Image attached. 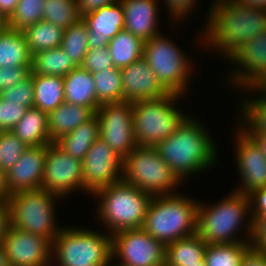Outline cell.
<instances>
[{
    "instance_id": "13",
    "label": "cell",
    "mask_w": 266,
    "mask_h": 266,
    "mask_svg": "<svg viewBox=\"0 0 266 266\" xmlns=\"http://www.w3.org/2000/svg\"><path fill=\"white\" fill-rule=\"evenodd\" d=\"M82 166V184L89 194L122 180L123 158L100 137L86 153Z\"/></svg>"
},
{
    "instance_id": "27",
    "label": "cell",
    "mask_w": 266,
    "mask_h": 266,
    "mask_svg": "<svg viewBox=\"0 0 266 266\" xmlns=\"http://www.w3.org/2000/svg\"><path fill=\"white\" fill-rule=\"evenodd\" d=\"M206 246L207 243L197 234L173 241L166 245L165 266L206 264Z\"/></svg>"
},
{
    "instance_id": "56",
    "label": "cell",
    "mask_w": 266,
    "mask_h": 266,
    "mask_svg": "<svg viewBox=\"0 0 266 266\" xmlns=\"http://www.w3.org/2000/svg\"><path fill=\"white\" fill-rule=\"evenodd\" d=\"M5 25V23L3 22V20L0 18V29Z\"/></svg>"
},
{
    "instance_id": "11",
    "label": "cell",
    "mask_w": 266,
    "mask_h": 266,
    "mask_svg": "<svg viewBox=\"0 0 266 266\" xmlns=\"http://www.w3.org/2000/svg\"><path fill=\"white\" fill-rule=\"evenodd\" d=\"M112 260L125 266H165L166 246L143 228L125 229L111 235ZM116 255V256H115Z\"/></svg>"
},
{
    "instance_id": "44",
    "label": "cell",
    "mask_w": 266,
    "mask_h": 266,
    "mask_svg": "<svg viewBox=\"0 0 266 266\" xmlns=\"http://www.w3.org/2000/svg\"><path fill=\"white\" fill-rule=\"evenodd\" d=\"M252 214L251 217H264L266 216V187L254 190L249 195Z\"/></svg>"
},
{
    "instance_id": "21",
    "label": "cell",
    "mask_w": 266,
    "mask_h": 266,
    "mask_svg": "<svg viewBox=\"0 0 266 266\" xmlns=\"http://www.w3.org/2000/svg\"><path fill=\"white\" fill-rule=\"evenodd\" d=\"M125 15L124 30L131 32L144 42L160 34L157 29L156 0H119Z\"/></svg>"
},
{
    "instance_id": "20",
    "label": "cell",
    "mask_w": 266,
    "mask_h": 266,
    "mask_svg": "<svg viewBox=\"0 0 266 266\" xmlns=\"http://www.w3.org/2000/svg\"><path fill=\"white\" fill-rule=\"evenodd\" d=\"M88 25V48L98 49L108 46L109 41L124 30L125 15L122 3L102 7L82 16Z\"/></svg>"
},
{
    "instance_id": "43",
    "label": "cell",
    "mask_w": 266,
    "mask_h": 266,
    "mask_svg": "<svg viewBox=\"0 0 266 266\" xmlns=\"http://www.w3.org/2000/svg\"><path fill=\"white\" fill-rule=\"evenodd\" d=\"M32 74V66L0 67V93L21 81L28 79Z\"/></svg>"
},
{
    "instance_id": "38",
    "label": "cell",
    "mask_w": 266,
    "mask_h": 266,
    "mask_svg": "<svg viewBox=\"0 0 266 266\" xmlns=\"http://www.w3.org/2000/svg\"><path fill=\"white\" fill-rule=\"evenodd\" d=\"M27 148L11 131H0V169L8 172Z\"/></svg>"
},
{
    "instance_id": "35",
    "label": "cell",
    "mask_w": 266,
    "mask_h": 266,
    "mask_svg": "<svg viewBox=\"0 0 266 266\" xmlns=\"http://www.w3.org/2000/svg\"><path fill=\"white\" fill-rule=\"evenodd\" d=\"M81 18L76 0H45L43 5L44 21L65 30Z\"/></svg>"
},
{
    "instance_id": "14",
    "label": "cell",
    "mask_w": 266,
    "mask_h": 266,
    "mask_svg": "<svg viewBox=\"0 0 266 266\" xmlns=\"http://www.w3.org/2000/svg\"><path fill=\"white\" fill-rule=\"evenodd\" d=\"M82 161L71 157L54 142L47 145L41 189L58 196L70 194L76 188H83Z\"/></svg>"
},
{
    "instance_id": "40",
    "label": "cell",
    "mask_w": 266,
    "mask_h": 266,
    "mask_svg": "<svg viewBox=\"0 0 266 266\" xmlns=\"http://www.w3.org/2000/svg\"><path fill=\"white\" fill-rule=\"evenodd\" d=\"M26 107L20 103L7 102L0 96V131H10L25 115Z\"/></svg>"
},
{
    "instance_id": "22",
    "label": "cell",
    "mask_w": 266,
    "mask_h": 266,
    "mask_svg": "<svg viewBox=\"0 0 266 266\" xmlns=\"http://www.w3.org/2000/svg\"><path fill=\"white\" fill-rule=\"evenodd\" d=\"M96 115V112L89 107L62 103L55 110L48 113L49 137L55 142L61 136L70 133L80 124H83Z\"/></svg>"
},
{
    "instance_id": "5",
    "label": "cell",
    "mask_w": 266,
    "mask_h": 266,
    "mask_svg": "<svg viewBox=\"0 0 266 266\" xmlns=\"http://www.w3.org/2000/svg\"><path fill=\"white\" fill-rule=\"evenodd\" d=\"M229 194L210 207L198 203L196 234L207 245L251 241L235 237L246 215L251 213L249 196L238 191Z\"/></svg>"
},
{
    "instance_id": "29",
    "label": "cell",
    "mask_w": 266,
    "mask_h": 266,
    "mask_svg": "<svg viewBox=\"0 0 266 266\" xmlns=\"http://www.w3.org/2000/svg\"><path fill=\"white\" fill-rule=\"evenodd\" d=\"M108 51L114 67L121 69L143 57L144 41L122 30L109 41Z\"/></svg>"
},
{
    "instance_id": "7",
    "label": "cell",
    "mask_w": 266,
    "mask_h": 266,
    "mask_svg": "<svg viewBox=\"0 0 266 266\" xmlns=\"http://www.w3.org/2000/svg\"><path fill=\"white\" fill-rule=\"evenodd\" d=\"M179 94L169 93L152 100L132 103L134 136L138 146L155 147L171 136L187 118L174 107Z\"/></svg>"
},
{
    "instance_id": "31",
    "label": "cell",
    "mask_w": 266,
    "mask_h": 266,
    "mask_svg": "<svg viewBox=\"0 0 266 266\" xmlns=\"http://www.w3.org/2000/svg\"><path fill=\"white\" fill-rule=\"evenodd\" d=\"M31 54L61 47L64 29L44 20L28 26L23 31Z\"/></svg>"
},
{
    "instance_id": "10",
    "label": "cell",
    "mask_w": 266,
    "mask_h": 266,
    "mask_svg": "<svg viewBox=\"0 0 266 266\" xmlns=\"http://www.w3.org/2000/svg\"><path fill=\"white\" fill-rule=\"evenodd\" d=\"M143 58L169 93L183 96L192 67L178 46L161 34L155 35L144 42Z\"/></svg>"
},
{
    "instance_id": "33",
    "label": "cell",
    "mask_w": 266,
    "mask_h": 266,
    "mask_svg": "<svg viewBox=\"0 0 266 266\" xmlns=\"http://www.w3.org/2000/svg\"><path fill=\"white\" fill-rule=\"evenodd\" d=\"M88 25L79 19L64 30L61 48L78 67H81L88 52Z\"/></svg>"
},
{
    "instance_id": "9",
    "label": "cell",
    "mask_w": 266,
    "mask_h": 266,
    "mask_svg": "<svg viewBox=\"0 0 266 266\" xmlns=\"http://www.w3.org/2000/svg\"><path fill=\"white\" fill-rule=\"evenodd\" d=\"M58 197L60 198L44 189L11 194L8 199L10 225L21 231L43 236L53 242L62 230V227L58 228L55 224L54 216V204Z\"/></svg>"
},
{
    "instance_id": "50",
    "label": "cell",
    "mask_w": 266,
    "mask_h": 266,
    "mask_svg": "<svg viewBox=\"0 0 266 266\" xmlns=\"http://www.w3.org/2000/svg\"><path fill=\"white\" fill-rule=\"evenodd\" d=\"M261 149L266 157V133L265 132H245Z\"/></svg>"
},
{
    "instance_id": "15",
    "label": "cell",
    "mask_w": 266,
    "mask_h": 266,
    "mask_svg": "<svg viewBox=\"0 0 266 266\" xmlns=\"http://www.w3.org/2000/svg\"><path fill=\"white\" fill-rule=\"evenodd\" d=\"M2 246L11 266H42L53 257L52 242L49 239L11 225Z\"/></svg>"
},
{
    "instance_id": "46",
    "label": "cell",
    "mask_w": 266,
    "mask_h": 266,
    "mask_svg": "<svg viewBox=\"0 0 266 266\" xmlns=\"http://www.w3.org/2000/svg\"><path fill=\"white\" fill-rule=\"evenodd\" d=\"M77 9L82 17L86 13L95 11L102 7H106L116 3L118 0H76Z\"/></svg>"
},
{
    "instance_id": "2",
    "label": "cell",
    "mask_w": 266,
    "mask_h": 266,
    "mask_svg": "<svg viewBox=\"0 0 266 266\" xmlns=\"http://www.w3.org/2000/svg\"><path fill=\"white\" fill-rule=\"evenodd\" d=\"M197 120L187 117L178 129L155 148L164 162L182 181L216 162L217 149L212 138Z\"/></svg>"
},
{
    "instance_id": "8",
    "label": "cell",
    "mask_w": 266,
    "mask_h": 266,
    "mask_svg": "<svg viewBox=\"0 0 266 266\" xmlns=\"http://www.w3.org/2000/svg\"><path fill=\"white\" fill-rule=\"evenodd\" d=\"M122 180L152 196L177 194L172 189L181 182L151 146H137L123 159Z\"/></svg>"
},
{
    "instance_id": "25",
    "label": "cell",
    "mask_w": 266,
    "mask_h": 266,
    "mask_svg": "<svg viewBox=\"0 0 266 266\" xmlns=\"http://www.w3.org/2000/svg\"><path fill=\"white\" fill-rule=\"evenodd\" d=\"M32 57L23 32L4 25L0 29V67L32 66Z\"/></svg>"
},
{
    "instance_id": "17",
    "label": "cell",
    "mask_w": 266,
    "mask_h": 266,
    "mask_svg": "<svg viewBox=\"0 0 266 266\" xmlns=\"http://www.w3.org/2000/svg\"><path fill=\"white\" fill-rule=\"evenodd\" d=\"M236 137V161L242 185L235 191L249 195L254 190L266 187V157L257 144L241 129Z\"/></svg>"
},
{
    "instance_id": "42",
    "label": "cell",
    "mask_w": 266,
    "mask_h": 266,
    "mask_svg": "<svg viewBox=\"0 0 266 266\" xmlns=\"http://www.w3.org/2000/svg\"><path fill=\"white\" fill-rule=\"evenodd\" d=\"M247 234L251 237V247L260 253L266 252V216L250 217Z\"/></svg>"
},
{
    "instance_id": "57",
    "label": "cell",
    "mask_w": 266,
    "mask_h": 266,
    "mask_svg": "<svg viewBox=\"0 0 266 266\" xmlns=\"http://www.w3.org/2000/svg\"><path fill=\"white\" fill-rule=\"evenodd\" d=\"M51 261L49 260L48 262H46L45 264H43L42 266H51Z\"/></svg>"
},
{
    "instance_id": "36",
    "label": "cell",
    "mask_w": 266,
    "mask_h": 266,
    "mask_svg": "<svg viewBox=\"0 0 266 266\" xmlns=\"http://www.w3.org/2000/svg\"><path fill=\"white\" fill-rule=\"evenodd\" d=\"M44 4L45 0H19L14 13L5 22V26L23 31L28 26L42 21Z\"/></svg>"
},
{
    "instance_id": "39",
    "label": "cell",
    "mask_w": 266,
    "mask_h": 266,
    "mask_svg": "<svg viewBox=\"0 0 266 266\" xmlns=\"http://www.w3.org/2000/svg\"><path fill=\"white\" fill-rule=\"evenodd\" d=\"M0 96L7 102H15L22 104L23 107H34V88L31 76L19 82L18 84L3 90Z\"/></svg>"
},
{
    "instance_id": "12",
    "label": "cell",
    "mask_w": 266,
    "mask_h": 266,
    "mask_svg": "<svg viewBox=\"0 0 266 266\" xmlns=\"http://www.w3.org/2000/svg\"><path fill=\"white\" fill-rule=\"evenodd\" d=\"M99 137L123 159L138 145L134 136L132 103H103L96 111Z\"/></svg>"
},
{
    "instance_id": "30",
    "label": "cell",
    "mask_w": 266,
    "mask_h": 266,
    "mask_svg": "<svg viewBox=\"0 0 266 266\" xmlns=\"http://www.w3.org/2000/svg\"><path fill=\"white\" fill-rule=\"evenodd\" d=\"M76 68L61 47L38 51L32 57V74L64 77Z\"/></svg>"
},
{
    "instance_id": "47",
    "label": "cell",
    "mask_w": 266,
    "mask_h": 266,
    "mask_svg": "<svg viewBox=\"0 0 266 266\" xmlns=\"http://www.w3.org/2000/svg\"><path fill=\"white\" fill-rule=\"evenodd\" d=\"M241 266H266V255L251 247L244 255Z\"/></svg>"
},
{
    "instance_id": "53",
    "label": "cell",
    "mask_w": 266,
    "mask_h": 266,
    "mask_svg": "<svg viewBox=\"0 0 266 266\" xmlns=\"http://www.w3.org/2000/svg\"><path fill=\"white\" fill-rule=\"evenodd\" d=\"M242 89H248L250 91H254L259 93V91H261V95H264L266 96V75L258 82L256 83L254 86H250V87H247V88H242ZM264 93V94H263Z\"/></svg>"
},
{
    "instance_id": "32",
    "label": "cell",
    "mask_w": 266,
    "mask_h": 266,
    "mask_svg": "<svg viewBox=\"0 0 266 266\" xmlns=\"http://www.w3.org/2000/svg\"><path fill=\"white\" fill-rule=\"evenodd\" d=\"M251 248V242L207 245L204 254L206 266H241L242 259Z\"/></svg>"
},
{
    "instance_id": "49",
    "label": "cell",
    "mask_w": 266,
    "mask_h": 266,
    "mask_svg": "<svg viewBox=\"0 0 266 266\" xmlns=\"http://www.w3.org/2000/svg\"><path fill=\"white\" fill-rule=\"evenodd\" d=\"M19 0H0V18L5 23L14 13Z\"/></svg>"
},
{
    "instance_id": "52",
    "label": "cell",
    "mask_w": 266,
    "mask_h": 266,
    "mask_svg": "<svg viewBox=\"0 0 266 266\" xmlns=\"http://www.w3.org/2000/svg\"><path fill=\"white\" fill-rule=\"evenodd\" d=\"M236 1L245 6L266 10V0H236Z\"/></svg>"
},
{
    "instance_id": "6",
    "label": "cell",
    "mask_w": 266,
    "mask_h": 266,
    "mask_svg": "<svg viewBox=\"0 0 266 266\" xmlns=\"http://www.w3.org/2000/svg\"><path fill=\"white\" fill-rule=\"evenodd\" d=\"M52 253L59 266H110L111 234L64 227L52 242Z\"/></svg>"
},
{
    "instance_id": "55",
    "label": "cell",
    "mask_w": 266,
    "mask_h": 266,
    "mask_svg": "<svg viewBox=\"0 0 266 266\" xmlns=\"http://www.w3.org/2000/svg\"><path fill=\"white\" fill-rule=\"evenodd\" d=\"M184 266H206V264H191V265H184Z\"/></svg>"
},
{
    "instance_id": "34",
    "label": "cell",
    "mask_w": 266,
    "mask_h": 266,
    "mask_svg": "<svg viewBox=\"0 0 266 266\" xmlns=\"http://www.w3.org/2000/svg\"><path fill=\"white\" fill-rule=\"evenodd\" d=\"M96 99L100 104L123 101L122 77L119 68L93 73Z\"/></svg>"
},
{
    "instance_id": "48",
    "label": "cell",
    "mask_w": 266,
    "mask_h": 266,
    "mask_svg": "<svg viewBox=\"0 0 266 266\" xmlns=\"http://www.w3.org/2000/svg\"><path fill=\"white\" fill-rule=\"evenodd\" d=\"M10 227V208L8 201H0V245Z\"/></svg>"
},
{
    "instance_id": "24",
    "label": "cell",
    "mask_w": 266,
    "mask_h": 266,
    "mask_svg": "<svg viewBox=\"0 0 266 266\" xmlns=\"http://www.w3.org/2000/svg\"><path fill=\"white\" fill-rule=\"evenodd\" d=\"M10 131L28 147L53 143L49 137L48 113L35 107L28 108Z\"/></svg>"
},
{
    "instance_id": "4",
    "label": "cell",
    "mask_w": 266,
    "mask_h": 266,
    "mask_svg": "<svg viewBox=\"0 0 266 266\" xmlns=\"http://www.w3.org/2000/svg\"><path fill=\"white\" fill-rule=\"evenodd\" d=\"M101 198L98 217L111 235L125 230L142 228L152 195L127 184L125 181L110 184L95 192Z\"/></svg>"
},
{
    "instance_id": "37",
    "label": "cell",
    "mask_w": 266,
    "mask_h": 266,
    "mask_svg": "<svg viewBox=\"0 0 266 266\" xmlns=\"http://www.w3.org/2000/svg\"><path fill=\"white\" fill-rule=\"evenodd\" d=\"M241 114L244 117V132H265L266 133V96L245 100L241 102ZM246 124V125H245Z\"/></svg>"
},
{
    "instance_id": "54",
    "label": "cell",
    "mask_w": 266,
    "mask_h": 266,
    "mask_svg": "<svg viewBox=\"0 0 266 266\" xmlns=\"http://www.w3.org/2000/svg\"><path fill=\"white\" fill-rule=\"evenodd\" d=\"M0 266H11L2 245H0Z\"/></svg>"
},
{
    "instance_id": "1",
    "label": "cell",
    "mask_w": 266,
    "mask_h": 266,
    "mask_svg": "<svg viewBox=\"0 0 266 266\" xmlns=\"http://www.w3.org/2000/svg\"><path fill=\"white\" fill-rule=\"evenodd\" d=\"M210 7L203 41L230 57L255 35L266 31V10L245 6L236 0H215ZM210 44V45H209Z\"/></svg>"
},
{
    "instance_id": "23",
    "label": "cell",
    "mask_w": 266,
    "mask_h": 266,
    "mask_svg": "<svg viewBox=\"0 0 266 266\" xmlns=\"http://www.w3.org/2000/svg\"><path fill=\"white\" fill-rule=\"evenodd\" d=\"M64 101L96 112L101 104L96 99L93 74L78 67L64 76Z\"/></svg>"
},
{
    "instance_id": "28",
    "label": "cell",
    "mask_w": 266,
    "mask_h": 266,
    "mask_svg": "<svg viewBox=\"0 0 266 266\" xmlns=\"http://www.w3.org/2000/svg\"><path fill=\"white\" fill-rule=\"evenodd\" d=\"M34 107L51 112L64 103V77L32 74Z\"/></svg>"
},
{
    "instance_id": "3",
    "label": "cell",
    "mask_w": 266,
    "mask_h": 266,
    "mask_svg": "<svg viewBox=\"0 0 266 266\" xmlns=\"http://www.w3.org/2000/svg\"><path fill=\"white\" fill-rule=\"evenodd\" d=\"M198 203L179 194L153 196L142 228L165 246L194 235Z\"/></svg>"
},
{
    "instance_id": "16",
    "label": "cell",
    "mask_w": 266,
    "mask_h": 266,
    "mask_svg": "<svg viewBox=\"0 0 266 266\" xmlns=\"http://www.w3.org/2000/svg\"><path fill=\"white\" fill-rule=\"evenodd\" d=\"M229 59L242 68L232 73V84L247 88L258 83L266 75V31L243 43Z\"/></svg>"
},
{
    "instance_id": "41",
    "label": "cell",
    "mask_w": 266,
    "mask_h": 266,
    "mask_svg": "<svg viewBox=\"0 0 266 266\" xmlns=\"http://www.w3.org/2000/svg\"><path fill=\"white\" fill-rule=\"evenodd\" d=\"M81 67L92 74L102 72L108 68H114L108 46L98 49H89Z\"/></svg>"
},
{
    "instance_id": "19",
    "label": "cell",
    "mask_w": 266,
    "mask_h": 266,
    "mask_svg": "<svg viewBox=\"0 0 266 266\" xmlns=\"http://www.w3.org/2000/svg\"><path fill=\"white\" fill-rule=\"evenodd\" d=\"M47 145L29 146L15 165L6 172L11 194L41 189Z\"/></svg>"
},
{
    "instance_id": "51",
    "label": "cell",
    "mask_w": 266,
    "mask_h": 266,
    "mask_svg": "<svg viewBox=\"0 0 266 266\" xmlns=\"http://www.w3.org/2000/svg\"><path fill=\"white\" fill-rule=\"evenodd\" d=\"M11 193L7 186L6 172L0 169V201H8Z\"/></svg>"
},
{
    "instance_id": "26",
    "label": "cell",
    "mask_w": 266,
    "mask_h": 266,
    "mask_svg": "<svg viewBox=\"0 0 266 266\" xmlns=\"http://www.w3.org/2000/svg\"><path fill=\"white\" fill-rule=\"evenodd\" d=\"M99 134V120L95 115L54 143L71 157L83 161L92 144L99 138Z\"/></svg>"
},
{
    "instance_id": "45",
    "label": "cell",
    "mask_w": 266,
    "mask_h": 266,
    "mask_svg": "<svg viewBox=\"0 0 266 266\" xmlns=\"http://www.w3.org/2000/svg\"><path fill=\"white\" fill-rule=\"evenodd\" d=\"M166 6L169 9L170 16L172 15L174 19H183V16L186 17L190 11L193 10V6L197 5L195 2L197 0H165Z\"/></svg>"
},
{
    "instance_id": "18",
    "label": "cell",
    "mask_w": 266,
    "mask_h": 266,
    "mask_svg": "<svg viewBox=\"0 0 266 266\" xmlns=\"http://www.w3.org/2000/svg\"><path fill=\"white\" fill-rule=\"evenodd\" d=\"M120 71L123 101L133 103L139 100L158 99L169 94L143 57L121 68Z\"/></svg>"
}]
</instances>
